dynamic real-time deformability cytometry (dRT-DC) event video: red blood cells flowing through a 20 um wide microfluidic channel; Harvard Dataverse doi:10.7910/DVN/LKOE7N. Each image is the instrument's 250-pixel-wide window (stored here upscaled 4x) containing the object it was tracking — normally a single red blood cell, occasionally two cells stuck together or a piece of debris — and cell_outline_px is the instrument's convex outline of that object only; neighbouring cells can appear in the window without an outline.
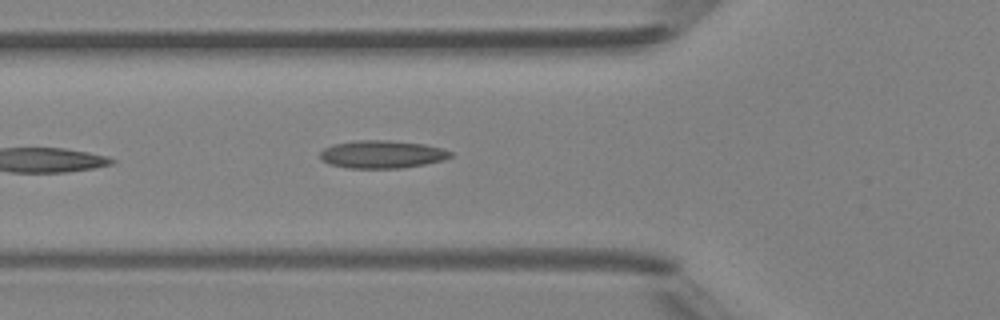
{"species": "Egyptian fruit bat (a non-hibernating species)", "species_latin": "Rousettus aegyptiacus", "temperature_condition": "room temperature", "stored_images_in_passage": 4, "camera_frame_rate_fps": 3000, "um_per_image_px": 0.085, "animal": {"sex": "female"}, "frame": {"image": 1, "passage_image": 4, "time_ms": 4.333, "image_size_px": [1000, 320], "cell_outline_px": [[452, 156], [444, 160], [424, 164], [400, 168], [348, 168], [328, 164], [320, 160], [320, 152], [324, 148], [332, 144], [352, 140], [388, 140], [424, 144], [440, 148], [452, 152]], "centroid_in_image_um": [32.42, 13.11], "position_along_channel_um": 93.4, "area_um2": 21.27}}